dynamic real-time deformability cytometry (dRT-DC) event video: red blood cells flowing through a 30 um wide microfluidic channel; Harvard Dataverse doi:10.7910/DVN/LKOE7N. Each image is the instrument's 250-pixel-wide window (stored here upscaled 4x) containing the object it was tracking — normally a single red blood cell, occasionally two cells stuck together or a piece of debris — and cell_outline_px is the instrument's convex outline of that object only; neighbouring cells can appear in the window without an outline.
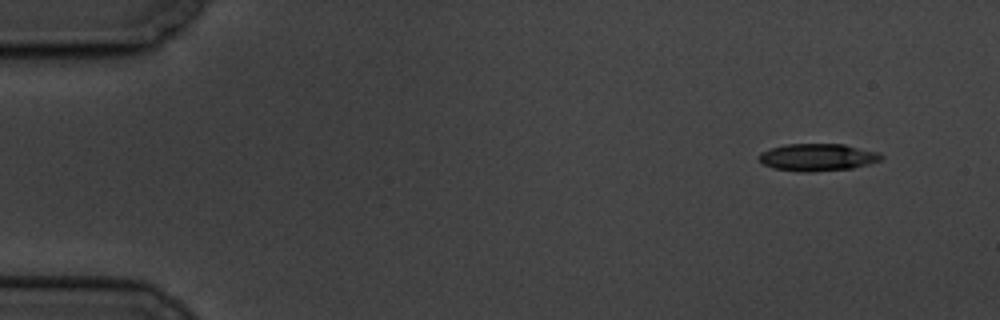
{"species": "common noctule bat (a hibernating species)", "species_latin": "Nyctalus noctula", "temperature_condition": "cold", "stored_images_in_passage": 4, "camera_frame_rate_fps": 3000, "um_per_image_px": 0.085, "animal": {"sex": "male", "body_mass_g": 19.5, "forearm_length_mm": 54.6}, "frame": {"image": 1, "passage_image": 1, "time_ms": 0.0, "image_size_px": [1000, 320], "cell_outline_px": [[884, 156], [880, 160], [868, 164], [852, 168], [812, 172], [800, 172], [772, 168], [764, 164], [756, 156], [760, 152], [772, 148], [788, 144], [844, 144], [880, 152]], "centroid_in_image_um": [69.49, 13.37], "position_along_channel_um": 15.5, "area_um2": 19.54}}
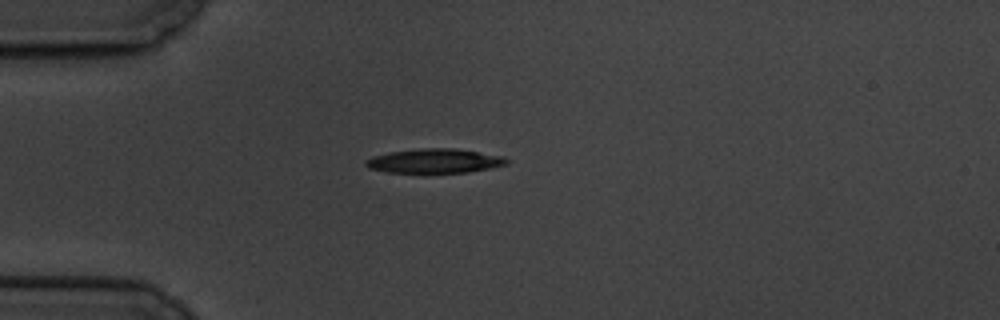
{"frame": {"image": 2, "passage_image": 4, "time_ms": 3.667, "image_size_px": [1000, 320], "cell_outline_px": [[508, 164], [468, 172], [424, 176], [388, 172], [368, 168], [364, 164], [364, 160], [372, 156], [388, 152], [420, 148], [456, 148], [504, 156], [508, 160]], "centroid_in_image_um": [36.88, 13.72], "position_along_channel_um": 48.1, "area_um2": 21.1}}